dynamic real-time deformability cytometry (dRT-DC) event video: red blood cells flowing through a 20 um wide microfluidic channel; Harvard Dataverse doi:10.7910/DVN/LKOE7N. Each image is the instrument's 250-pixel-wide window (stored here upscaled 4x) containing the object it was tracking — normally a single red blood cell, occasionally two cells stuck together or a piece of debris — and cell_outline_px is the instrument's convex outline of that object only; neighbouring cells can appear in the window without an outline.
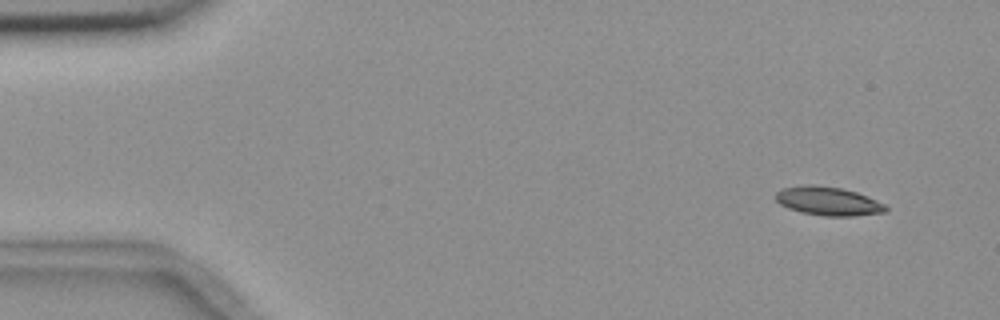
{"species": "common noctule bat (a hibernating species)", "species_latin": "Nyctalus noctula", "temperature_condition": "room temperature", "stored_images_in_passage": 15, "camera_frame_rate_fps": 3000, "um_per_image_px": 0.085, "animal": {"sex": "female", "body_mass_g": 18.4}, "frame": {"image": 1, "passage_image": 2, "time_ms": 1.0, "image_size_px": [1000, 320], "cell_outline_px": [[888, 208], [884, 212], [852, 216], [824, 216], [800, 212], [788, 208], [780, 204], [776, 200], [776, 192], [784, 188], [808, 184], [812, 184], [840, 188], [856, 192], [868, 196], [884, 204]], "centroid_in_image_um": [70.38, 17.1], "position_along_channel_um": 14.6, "area_um2": 18.26}}
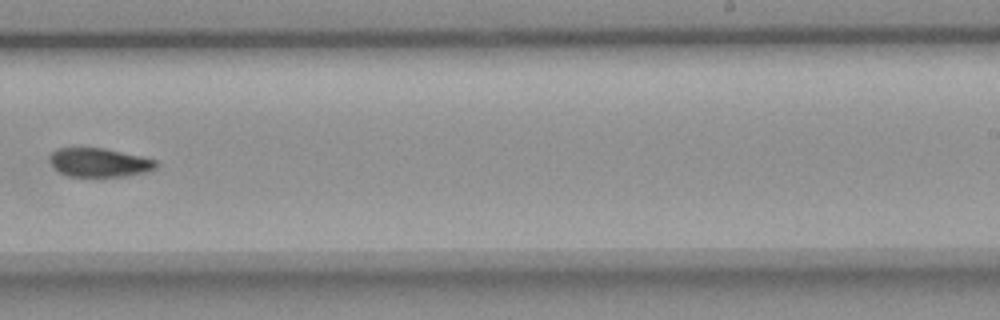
{"frame": {"image": 2, "passage_image": 10, "time_ms": 11.333, "image_size_px": [1000, 320], "cell_outline_px": [[156, 168], [144, 172], [128, 176], [68, 176], [60, 172], [52, 164], [52, 152], [56, 148], [104, 148], [140, 156], [156, 160]], "centroid_in_image_um": [8.46, 13.81], "position_along_channel_um": 280.5, "area_um2": 17.46}}
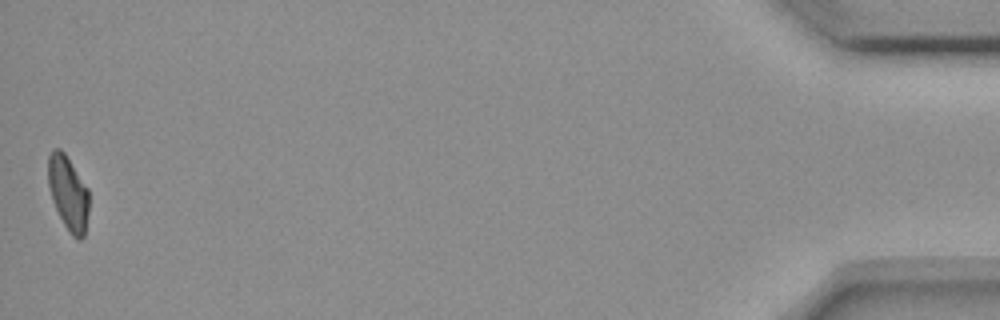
{"frame": {"image": 3, "passage_image": 15, "time_ms": 18.0, "image_size_px": [1000, 320], "cell_outline_px": [[88, 212], [84, 236], [80, 240], [76, 240], [72, 236], [64, 224], [52, 200], [48, 184], [48, 156], [52, 148], [60, 148], [64, 152], [88, 188]], "centroid_in_image_um": [5.79, 16.4], "position_along_channel_um": 429.4, "area_um2": 17.63}, "authors_computed_cell_mechanics": {"area_um2": 18.5538, "velocity_mm_per_s": 3.648, "shape_relaxation_time_tau1_ms": 8.5489, "shape_relaxation_time_tau2_ms": 4.8684, "deformation_change_tau1": 0.1509, "deformation_change_tau2": 0.0885}}